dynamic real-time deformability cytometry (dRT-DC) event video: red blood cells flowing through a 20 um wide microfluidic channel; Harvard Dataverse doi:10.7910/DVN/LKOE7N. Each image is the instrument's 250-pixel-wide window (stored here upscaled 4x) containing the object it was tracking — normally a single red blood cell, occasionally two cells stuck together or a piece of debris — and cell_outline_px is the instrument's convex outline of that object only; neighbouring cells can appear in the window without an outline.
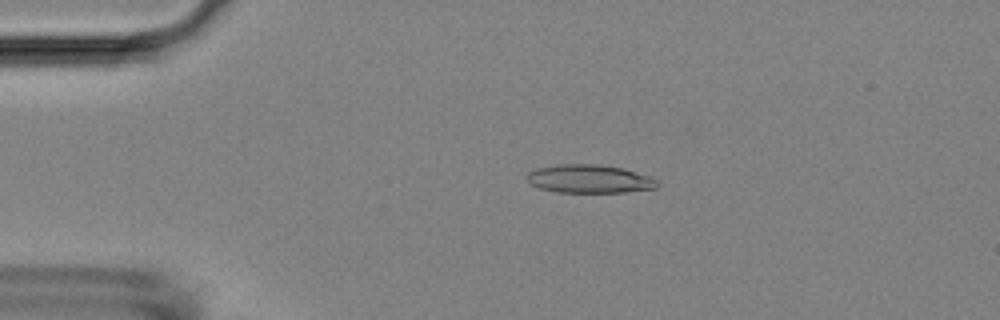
{"species": "Egyptian fruit bat (a non-hibernating species)", "species_latin": "Rousettus aegyptiacus", "temperature_condition": "room temperature", "stored_images_in_passage": 38, "camera_frame_rate_fps": 3000, "um_per_image_px": 0.085, "animal": {"sex": "female"}, "frame": {"image": 1, "passage_image": 2, "time_ms": 0.333, "image_size_px": [1000, 320], "cell_outline_px": [[660, 184], [656, 188], [624, 192], [556, 192], [540, 188], [528, 184], [524, 176], [528, 172], [536, 168], [556, 164], [596, 164], [624, 168], [648, 176], [656, 180]], "centroid_in_image_um": [50.03, 15.2], "position_along_channel_um": 35.0, "area_um2": 21.73}}
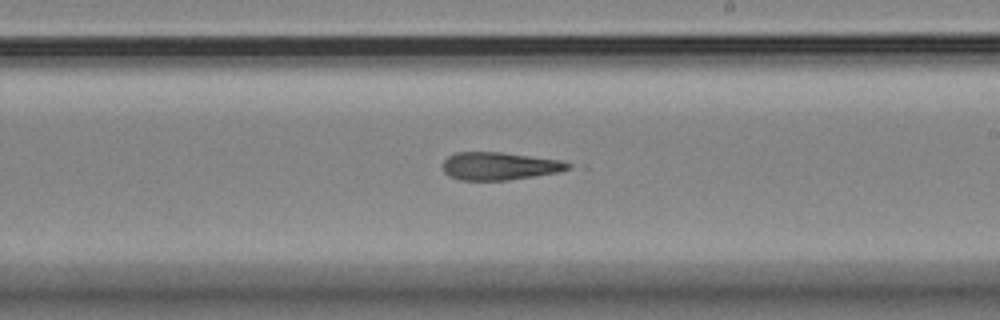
{"frame": {"image": 2, "passage_image": 22, "time_ms": 7.0, "image_size_px": [1000, 320], "cell_outline_px": [[572, 168], [560, 172], [508, 180], [460, 180], [448, 176], [444, 172], [444, 160], [448, 156], [456, 152], [500, 152], [560, 160], [572, 164]], "centroid_in_image_um": [42.46, 14.12], "position_along_channel_um": 246.5, "area_um2": 20.29}}
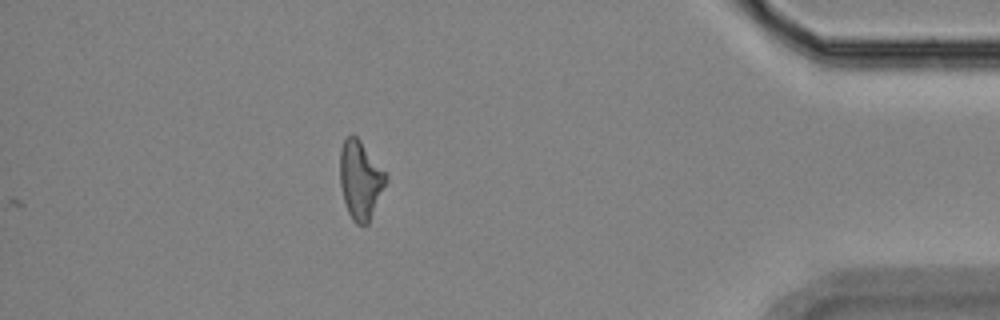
{"frame": {"image": 3, "passage_image": 38, "time_ms": 12.333, "image_size_px": [1000, 320], "cell_outline_px": [[388, 180], [368, 224], [356, 224], [352, 220], [348, 212], [344, 200], [340, 184], [340, 148], [344, 140], [352, 132], [360, 140], [388, 172]], "centroid_in_image_um": [30.65, 15.26], "position_along_channel_um": 404.5, "area_um2": 21.33}}